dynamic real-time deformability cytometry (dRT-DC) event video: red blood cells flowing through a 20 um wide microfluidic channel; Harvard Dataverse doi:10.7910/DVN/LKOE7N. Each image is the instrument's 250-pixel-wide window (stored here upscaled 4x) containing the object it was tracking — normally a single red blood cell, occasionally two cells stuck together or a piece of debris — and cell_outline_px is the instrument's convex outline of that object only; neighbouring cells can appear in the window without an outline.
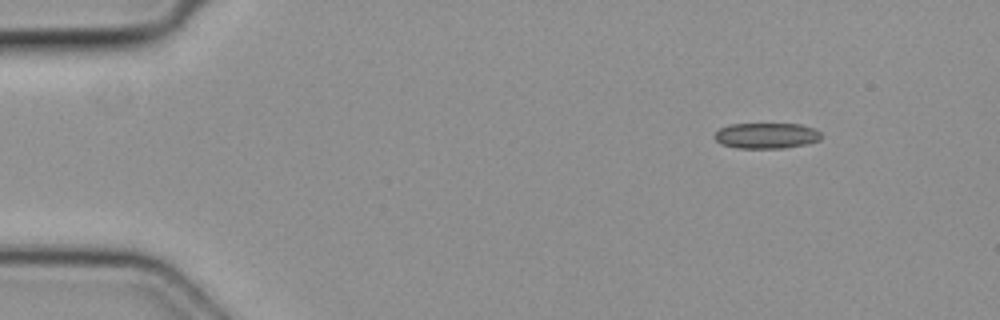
{"species": "common noctule bat (a hibernating species)", "species_latin": "Nyctalus noctula", "temperature_condition": "cold", "stored_images_in_passage": 3, "camera_frame_rate_fps": 3000, "um_per_image_px": 0.085, "animal": {"sex": "female", "body_mass_g": 19.3, "forearm_length_mm": 54.1}, "frame": {"image": 1, "passage_image": 1, "time_ms": 0.0, "image_size_px": [1000, 320], "cell_outline_px": [[824, 136], [820, 140], [808, 144], [784, 148], [740, 148], [720, 144], [716, 140], [716, 132], [720, 128], [732, 124], [800, 124], [816, 128]], "centroid_in_image_um": [65.22, 11.53], "position_along_channel_um": 19.8, "area_um2": 16.07}}
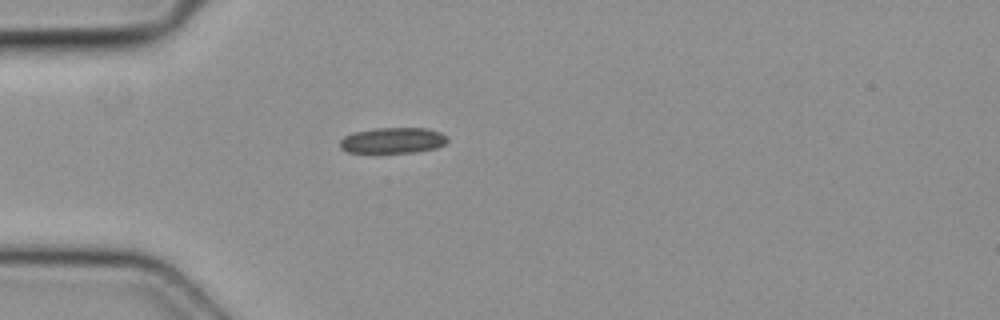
{"frame": {"image": 2, "passage_image": 3, "time_ms": 0.667, "image_size_px": [1000, 320], "cell_outline_px": [[448, 140], [444, 144], [436, 148], [416, 152], [348, 152], [340, 148], [340, 140], [344, 136], [352, 132], [376, 128], [428, 128], [440, 132], [448, 136]], "centroid_in_image_um": [33.4, 11.92], "position_along_channel_um": 51.6, "area_um2": 16.18}}